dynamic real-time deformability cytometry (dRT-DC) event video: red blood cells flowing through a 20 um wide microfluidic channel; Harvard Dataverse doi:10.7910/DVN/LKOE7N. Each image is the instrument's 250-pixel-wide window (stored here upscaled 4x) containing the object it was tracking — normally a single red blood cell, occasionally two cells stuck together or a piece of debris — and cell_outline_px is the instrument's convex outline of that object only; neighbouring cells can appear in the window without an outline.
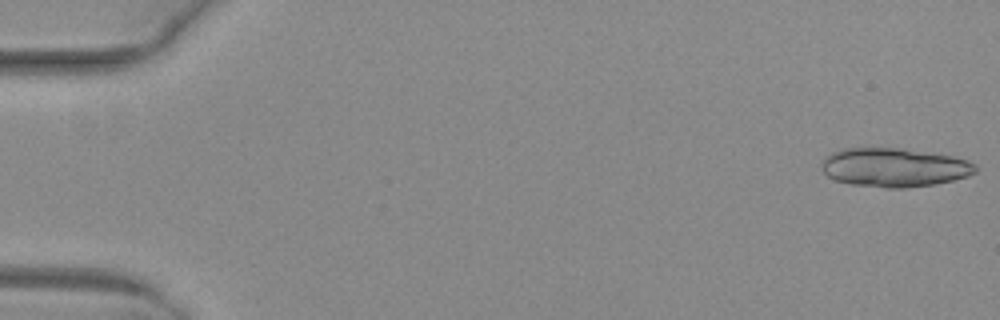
{"species": "common noctule bat (a hibernating species)", "species_latin": "Nyctalus noctula", "temperature_condition": "warm", "stored_images_in_passage": 52, "camera_frame_rate_fps": 3000, "um_per_image_px": 0.085, "animal": {"sex": "female", "body_mass_g": 29.2, "forearm_length_mm": 56.3}, "frame": {"image": 1, "passage_image": 1, "time_ms": 0.0, "image_size_px": [1000, 320], "cell_outline_px": [[976, 172], [968, 176], [936, 184], [904, 188], [884, 188], [848, 184], [836, 180], [828, 176], [820, 168], [820, 160], [832, 152], [840, 148], [900, 148], [952, 156], [968, 160], [976, 164]], "centroid_in_image_um": [75.97, 14.23], "position_along_channel_um": 9.0, "area_um2": 35.14}}
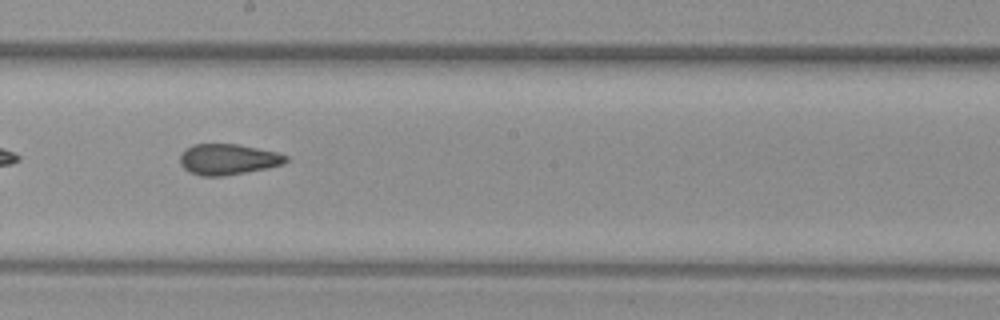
{"frame": {"image": 2, "passage_image": 30, "time_ms": 9.667, "image_size_px": [1000, 320], "cell_outline_px": [[288, 160], [284, 164], [268, 168], [224, 176], [200, 176], [188, 172], [180, 164], [180, 156], [192, 144], [236, 144], [276, 152], [288, 156]], "centroid_in_image_um": [19.38, 13.56], "position_along_channel_um": 228.8, "area_um2": 18.96}}
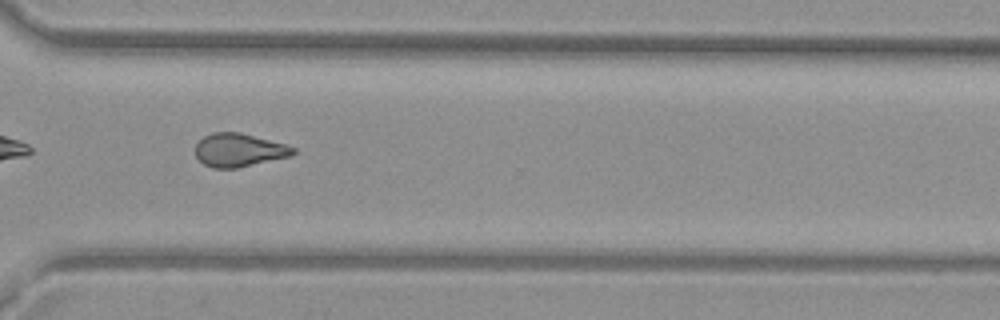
{"frame": {"image": 3, "passage_image": 39, "time_ms": 12.667, "image_size_px": [1000, 320], "cell_outline_px": [[296, 152], [292, 156], [236, 168], [212, 168], [204, 164], [196, 156], [196, 144], [204, 136], [212, 132], [240, 132], [284, 144], [296, 148]], "centroid_in_image_um": [20.32, 12.76], "position_along_channel_um": 350.3, "area_um2": 18.9}, "authors_computed_cell_mechanics": {"area_um2": 19.6809, "velocity_mm_per_s": 4.0518, "shape_relaxation_time_tau1_ms": null, "shape_relaxation_time_tau2_ms": 1.7374, "deformation_change_tau1": null, "deformation_change_tau2": 0.0876}}